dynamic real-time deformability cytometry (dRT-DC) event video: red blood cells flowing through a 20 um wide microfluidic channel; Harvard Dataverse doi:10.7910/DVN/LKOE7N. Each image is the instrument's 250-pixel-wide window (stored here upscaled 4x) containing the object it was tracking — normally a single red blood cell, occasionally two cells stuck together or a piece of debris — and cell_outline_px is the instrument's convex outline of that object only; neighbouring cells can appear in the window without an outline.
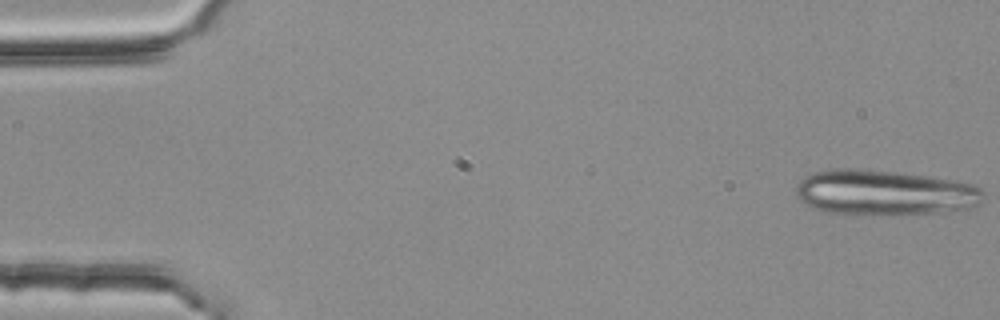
{"species": "common noctule bat (a hibernating species)", "species_latin": "Nyctalus noctula", "temperature_condition": "room temperature", "stored_images_in_passage": 16, "camera_frame_rate_fps": 3000, "um_per_image_px": 0.085, "animal": {"sex": "female", "body_mass_g": 25.1}, "frame": {"image": 1, "passage_image": 1, "time_ms": 0.0, "image_size_px": [1000, 320], "cell_outline_px": [[984, 196], [980, 204], [968, 208], [940, 212], [828, 212], [812, 208], [804, 204], [796, 196], [796, 184], [804, 176], [816, 172], [832, 168], [852, 168], [896, 172], [928, 176], [972, 184], [980, 188], [984, 192]], "centroid_in_image_um": [75.14, 16.33], "position_along_channel_um": 9.9, "area_um2": 48.26}}